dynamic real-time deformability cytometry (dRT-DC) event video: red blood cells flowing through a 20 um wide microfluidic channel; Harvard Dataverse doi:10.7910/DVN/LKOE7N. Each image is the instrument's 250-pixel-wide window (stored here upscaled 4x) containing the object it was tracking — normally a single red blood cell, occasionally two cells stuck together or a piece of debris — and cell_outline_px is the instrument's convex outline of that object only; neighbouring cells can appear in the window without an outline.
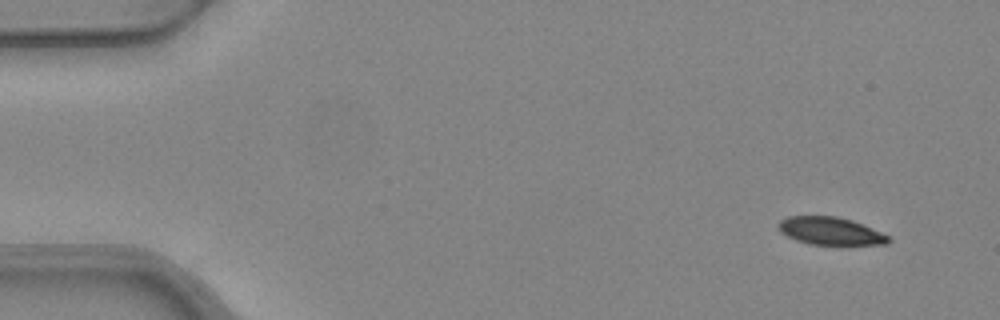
{"species": "common noctule bat (a hibernating species)", "species_latin": "Nyctalus noctula", "temperature_condition": "warm", "stored_images_in_passage": 5, "camera_frame_rate_fps": 3000, "um_per_image_px": 0.085, "animal": {"sex": "female", "body_mass_g": 24.6, "forearm_length_mm": 56.2}, "frame": {"image": 1, "passage_image": 5, "time_ms": 1.333, "image_size_px": [1000, 320], "cell_outline_px": [[892, 240], [888, 244], [848, 248], [840, 248], [808, 244], [796, 240], [780, 232], [776, 224], [780, 220], [788, 216], [836, 216], [852, 220], [880, 232], [888, 236]], "centroid_in_image_um": [70.63, 19.71], "position_along_channel_um": 14.4, "area_um2": 18.9}}